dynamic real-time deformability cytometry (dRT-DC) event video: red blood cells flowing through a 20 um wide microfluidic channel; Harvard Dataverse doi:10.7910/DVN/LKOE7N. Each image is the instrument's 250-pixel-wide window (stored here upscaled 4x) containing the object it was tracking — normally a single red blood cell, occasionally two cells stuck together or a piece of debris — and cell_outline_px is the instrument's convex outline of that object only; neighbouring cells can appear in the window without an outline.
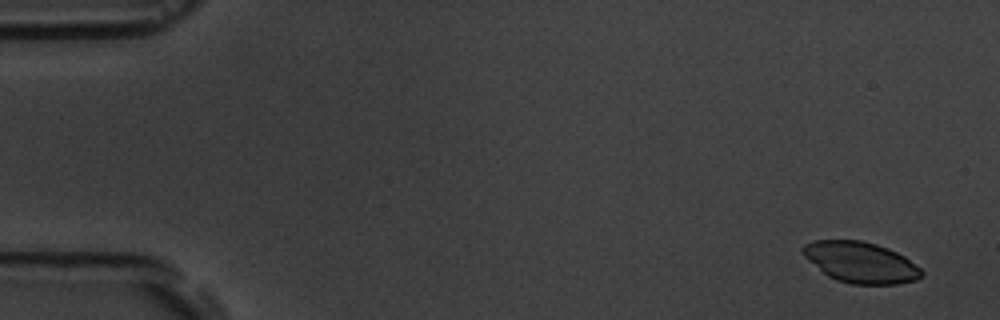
{"species": "common noctule bat (a hibernating species)", "species_latin": "Nyctalus noctula", "temperature_condition": "room temperature", "stored_images_in_passage": 5, "camera_frame_rate_fps": 3000, "um_per_image_px": 0.085, "animal": {"sex": "male", "body_mass_g": 19.5, "forearm_length_mm": 54.6}, "frame": {"image": 1, "passage_image": 1, "time_ms": 0.0, "image_size_px": [1000, 320], "cell_outline_px": [[924, 272], [916, 280], [896, 284], [852, 284], [836, 280], [828, 276], [808, 260], [800, 252], [800, 248], [804, 244], [812, 240], [860, 240], [876, 244], [888, 248], [904, 256], [920, 268]], "centroid_in_image_um": [73.12, 22.29], "position_along_channel_um": 11.9, "area_um2": 28.32}}